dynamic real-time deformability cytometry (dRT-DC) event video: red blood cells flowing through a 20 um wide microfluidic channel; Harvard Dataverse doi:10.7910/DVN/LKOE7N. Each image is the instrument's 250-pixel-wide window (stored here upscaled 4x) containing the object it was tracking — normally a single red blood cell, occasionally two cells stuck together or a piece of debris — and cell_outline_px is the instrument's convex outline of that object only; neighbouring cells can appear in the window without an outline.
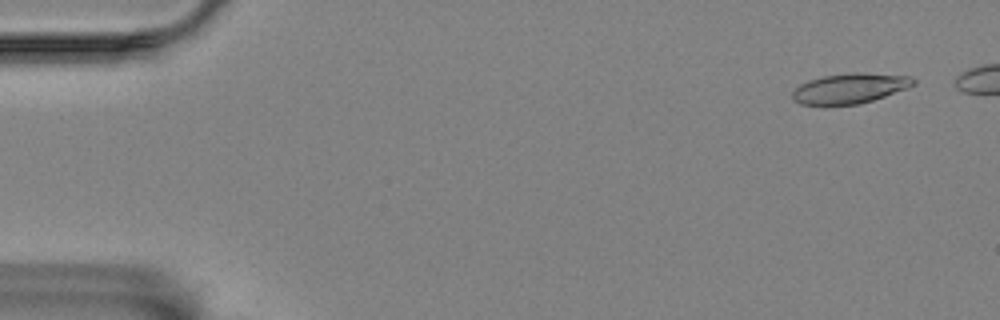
{"species": "Egyptian fruit bat (a non-hibernating species)", "species_latin": "Rousettus aegyptiacus", "temperature_condition": "room temperature", "stored_images_in_passage": 13, "camera_frame_rate_fps": 3000, "um_per_image_px": 0.085, "animal": {"sex": "female"}, "frame": {"image": 1, "passage_image": 3, "time_ms": 0.667, "image_size_px": [1000, 320], "cell_outline_px": [[916, 84], [908, 88], [860, 104], [824, 108], [800, 104], [792, 100], [792, 92], [800, 84], [808, 80], [824, 76], [852, 72], [864, 72], [912, 76], [916, 80]], "centroid_in_image_um": [72.2, 7.55], "position_along_channel_um": 12.8, "area_um2": 22.14}}